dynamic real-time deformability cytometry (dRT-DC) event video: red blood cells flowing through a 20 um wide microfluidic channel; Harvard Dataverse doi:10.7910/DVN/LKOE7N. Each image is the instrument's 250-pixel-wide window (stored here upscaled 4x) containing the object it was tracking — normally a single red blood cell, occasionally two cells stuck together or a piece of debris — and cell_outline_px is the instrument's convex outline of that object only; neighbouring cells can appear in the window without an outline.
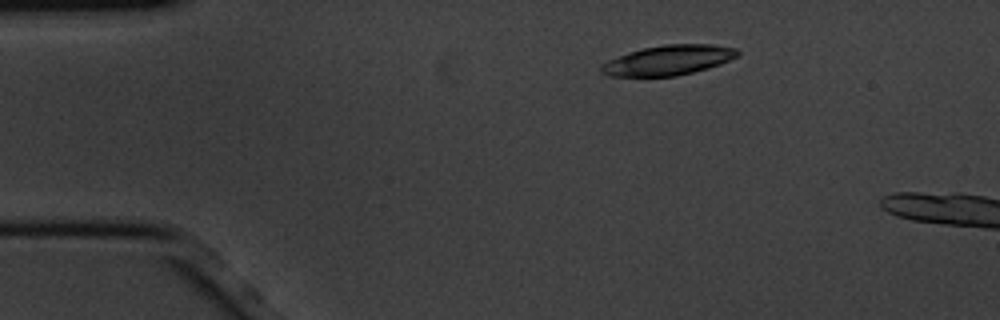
{"species": "common noctule bat (a hibernating species)", "species_latin": "Nyctalus noctula", "temperature_condition": "cold", "stored_images_in_passage": 4, "camera_frame_rate_fps": 3000, "um_per_image_px": 0.085, "animal": {"sex": "male", "body_mass_g": 20.1, "forearm_length_mm": 53.5}, "frame": {"image": 1, "passage_image": 3, "time_ms": 0.667, "image_size_px": [1000, 320], "cell_outline_px": [[740, 56], [720, 64], [708, 68], [676, 76], [608, 76], [600, 72], [600, 64], [608, 60], [628, 52], [644, 48], [664, 44], [716, 44], [736, 48], [740, 52]], "centroid_in_image_um": [56.83, 5.11], "position_along_channel_um": 28.2, "area_um2": 23.93}}